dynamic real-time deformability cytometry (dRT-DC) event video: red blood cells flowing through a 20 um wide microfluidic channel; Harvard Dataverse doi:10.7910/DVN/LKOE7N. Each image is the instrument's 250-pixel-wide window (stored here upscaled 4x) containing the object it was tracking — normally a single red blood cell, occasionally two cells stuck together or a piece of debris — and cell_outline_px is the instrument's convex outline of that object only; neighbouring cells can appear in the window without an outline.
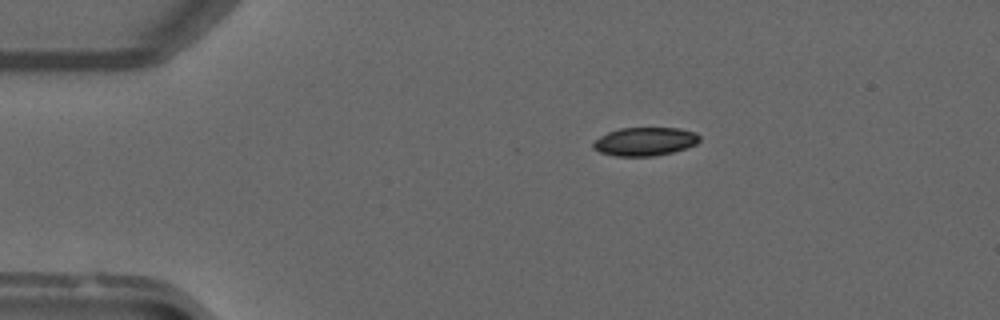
{"species": "common noctule bat (a hibernating species)", "species_latin": "Nyctalus noctula", "temperature_condition": "warm", "stored_images_in_passage": 51, "camera_frame_rate_fps": 3000, "um_per_image_px": 0.085, "animal": {"sex": "male", "forearm_length_mm": 52.5}, "frame": {"image": 1, "passage_image": 10, "time_ms": 3.0, "image_size_px": [1000, 320], "cell_outline_px": [[700, 140], [696, 144], [672, 152], [652, 156], [616, 156], [600, 152], [592, 148], [592, 144], [600, 136], [608, 132], [620, 128], [680, 128], [696, 132], [700, 136]], "centroid_in_image_um": [54.82, 12.02], "position_along_channel_um": 30.2, "area_um2": 17.57}}
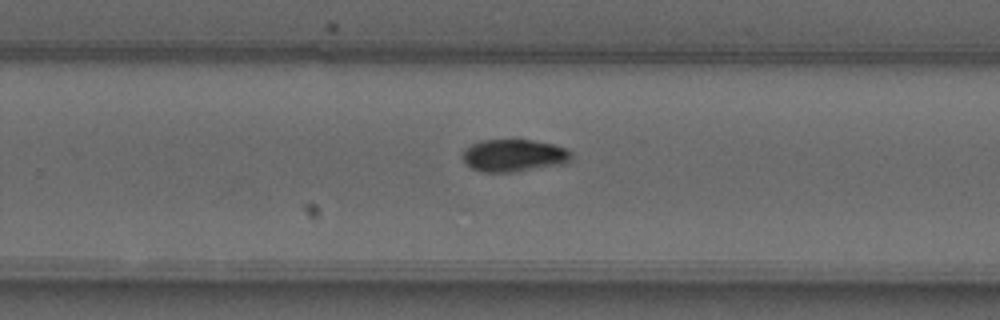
{"frame": {"image": 2, "passage_image": 33, "time_ms": 10.667, "image_size_px": [1000, 320], "cell_outline_px": [[572, 160], [568, 164], [512, 172], [480, 172], [472, 168], [464, 160], [464, 148], [480, 140], [532, 140], [552, 144], [568, 148], [572, 152]], "centroid_in_image_um": [43.75, 13.22], "position_along_channel_um": 286.0, "area_um2": 20.75}}
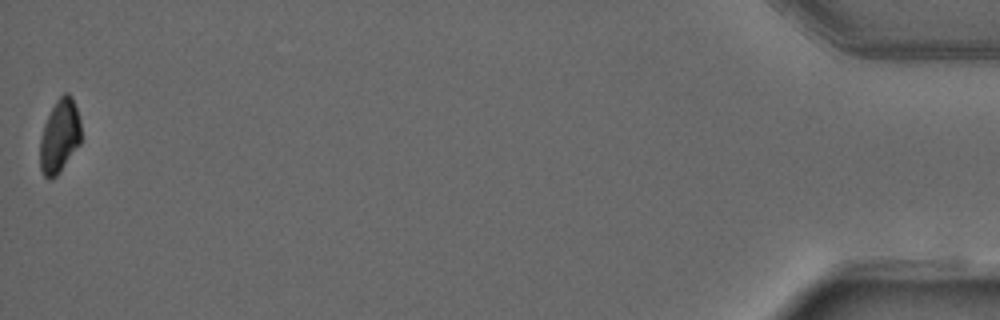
{"frame": {"image": 3, "passage_image": 51, "time_ms": 16.667, "image_size_px": [1000, 320], "cell_outline_px": [[80, 144], [56, 176], [52, 180], [48, 180], [44, 176], [40, 168], [40, 140], [44, 124], [56, 100], [64, 92], [68, 92], [72, 96], [80, 120]], "centroid_in_image_um": [5.06, 11.58], "position_along_channel_um": 430.1, "area_um2": 17.51}, "authors_computed_cell_mechanics": {"area_um2": 19.074, "velocity_mm_per_s": 4.0429, "shape_relaxation_time_tau1_ms": 2.5933, "shape_relaxation_time_tau2_ms": 10.898, "deformation_change_tau1": 0.136, "deformation_change_tau2": 0.1092}}